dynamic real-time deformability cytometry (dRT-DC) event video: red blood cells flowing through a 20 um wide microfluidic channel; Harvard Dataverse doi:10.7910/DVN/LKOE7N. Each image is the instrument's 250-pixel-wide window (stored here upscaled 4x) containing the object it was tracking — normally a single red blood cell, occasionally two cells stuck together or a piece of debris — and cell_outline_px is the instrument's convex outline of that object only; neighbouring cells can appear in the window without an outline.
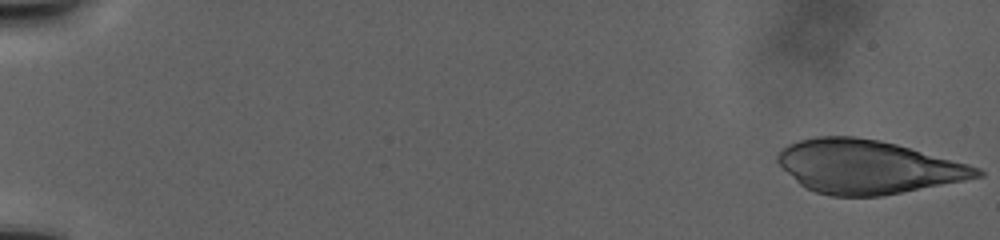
{"species": "human", "species_latin": "Homo sapiens", "temperature_condition": "warm", "stored_images_in_passage": 64, "camera_frame_rate_fps": 3000, "um_per_image_px": 0.085, "donor": {"sex": "male"}, "frame": {"image": 1, "passage_image": 1, "time_ms": 0.0, "image_size_px": [1000, 240], "cell_outline_px": [[984, 176], [964, 180], [880, 196], [832, 196], [816, 192], [800, 184], [776, 160], [776, 156], [788, 144], [800, 140], [816, 136], [856, 136], [880, 140], [896, 144], [968, 164], [980, 168], [984, 172]], "centroid_in_image_um": [73.75, 14.17], "position_along_channel_um": 11.3, "area_um2": 61.44}}
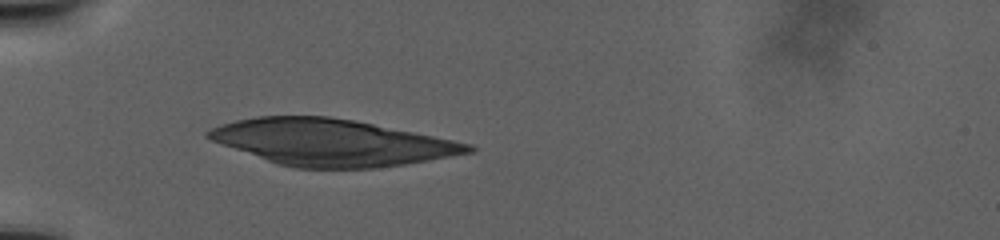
{"frame": {"image": 2, "passage_image": 22, "time_ms": 12.333, "image_size_px": [1000, 240], "cell_outline_px": [[476, 148], [472, 152], [428, 160], [404, 164], [376, 168], [296, 168], [276, 164], [220, 144], [204, 136], [204, 132], [212, 128], [236, 120], [256, 116], [328, 116], [352, 120], [472, 144]], "centroid_in_image_um": [28.12, 12.11], "position_along_channel_um": 56.9, "area_um2": 69.65}}